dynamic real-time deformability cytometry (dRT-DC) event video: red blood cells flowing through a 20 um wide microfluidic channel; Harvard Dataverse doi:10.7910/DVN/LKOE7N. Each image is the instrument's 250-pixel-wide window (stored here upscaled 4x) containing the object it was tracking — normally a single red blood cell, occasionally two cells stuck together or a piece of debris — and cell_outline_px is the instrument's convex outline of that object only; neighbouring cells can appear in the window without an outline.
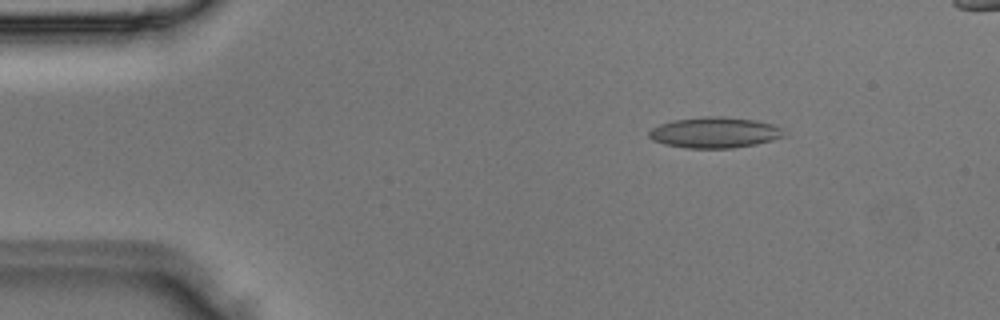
{"species": "Egyptian fruit bat (a non-hibernating species)", "species_latin": "Rousettus aegyptiacus", "temperature_condition": "room temperature", "stored_images_in_passage": 4, "camera_frame_rate_fps": 3000, "um_per_image_px": 0.085, "animal": {"sex": "male"}, "frame": {"image": 1, "passage_image": 2, "time_ms": 0.333, "image_size_px": [1000, 320], "cell_outline_px": [[788, 136], [756, 144], [732, 148], [684, 148], [664, 144], [652, 140], [648, 136], [648, 132], [652, 128], [660, 124], [672, 120], [704, 116], [724, 116], [756, 120], [772, 124], [780, 128]], "centroid_in_image_um": [60.74, 11.26], "position_along_channel_um": 24.3, "area_um2": 24.45}}